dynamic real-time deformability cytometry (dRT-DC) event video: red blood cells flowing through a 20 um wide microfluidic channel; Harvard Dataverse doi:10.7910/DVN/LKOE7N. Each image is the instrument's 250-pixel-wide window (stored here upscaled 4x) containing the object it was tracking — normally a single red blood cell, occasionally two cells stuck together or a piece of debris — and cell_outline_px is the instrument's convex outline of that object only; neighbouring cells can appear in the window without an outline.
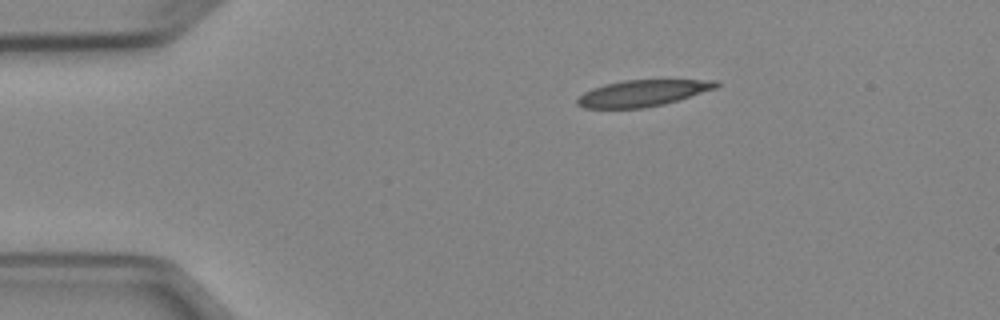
{"species": "Egyptian fruit bat (a non-hibernating species)", "species_latin": "Rousettus aegyptiacus", "temperature_condition": "cold", "stored_images_in_passage": 2, "camera_frame_rate_fps": 3000, "um_per_image_px": 0.085, "animal": {"sex": "female"}, "frame": {"image": 1, "passage_image": 1, "time_ms": 0.0, "image_size_px": [1000, 320], "cell_outline_px": [[720, 84], [716, 88], [664, 104], [644, 108], [584, 108], [576, 104], [576, 100], [584, 92], [592, 88], [604, 84], [624, 80], [720, 80]], "centroid_in_image_um": [54.6, 7.91], "position_along_channel_um": 30.4, "area_um2": 21.27}}